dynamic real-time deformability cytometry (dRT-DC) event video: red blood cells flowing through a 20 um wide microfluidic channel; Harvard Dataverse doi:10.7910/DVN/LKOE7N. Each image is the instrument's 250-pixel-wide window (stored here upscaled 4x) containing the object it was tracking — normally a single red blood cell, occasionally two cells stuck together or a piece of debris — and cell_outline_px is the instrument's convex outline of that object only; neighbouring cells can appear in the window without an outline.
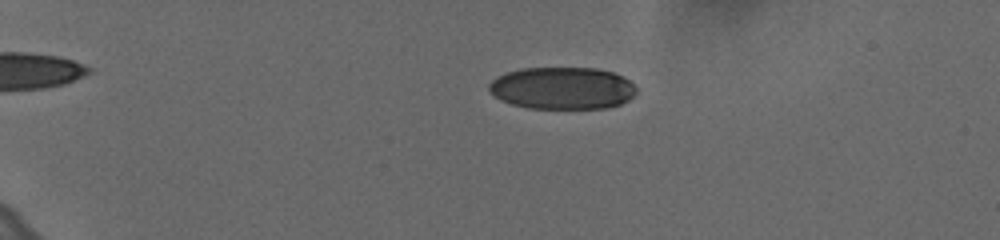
{"species": "human", "species_latin": "Homo sapiens", "temperature_condition": "cold", "stored_images_in_passage": 60, "camera_frame_rate_fps": 3000, "um_per_image_px": 0.085, "donor": {"sex": "female"}, "frame": {"image": 1, "passage_image": 16, "time_ms": 5.0, "image_size_px": [1000, 240], "cell_outline_px": [[636, 92], [628, 100], [620, 104], [604, 108], [528, 108], [512, 104], [500, 100], [488, 88], [488, 84], [496, 76], [520, 68], [596, 68], [612, 72], [628, 80], [636, 88]], "centroid_in_image_um": [47.77, 7.49], "position_along_channel_um": 37.2, "area_um2": 36.07}}
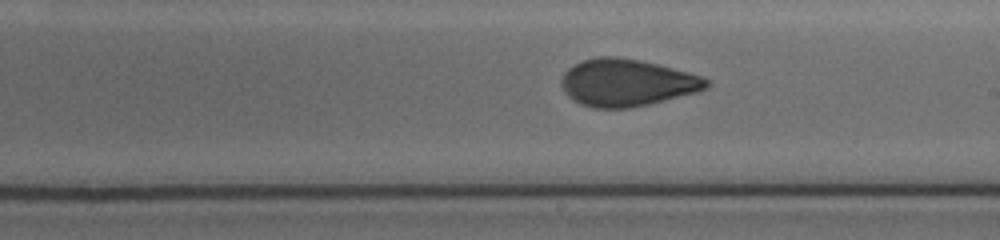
{"frame": {"image": 2, "passage_image": 39, "time_ms": 12.667, "image_size_px": [1000, 240], "cell_outline_px": [[708, 88], [696, 92], [648, 104], [628, 108], [592, 108], [580, 104], [572, 100], [564, 92], [560, 84], [560, 80], [564, 72], [568, 68], [584, 60], [596, 56], [616, 56], [640, 60], [688, 72], [700, 76], [708, 80]], "centroid_in_image_um": [53.22, 7.03], "position_along_channel_um": 235.8, "area_um2": 39.77}}
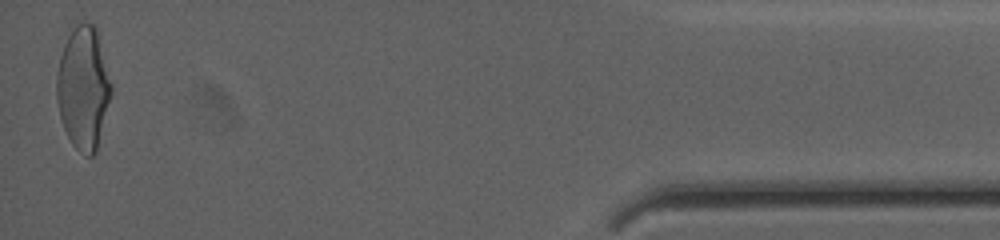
{"frame": {"image": 3, "passage_image": 60, "time_ms": 19.667, "image_size_px": [1000, 240], "cell_outline_px": [[112, 92], [96, 152], [92, 156], [88, 156], [80, 152], [72, 144], [64, 128], [60, 116], [56, 100], [56, 76], [60, 56], [64, 44], [68, 36], [80, 24], [92, 24], [96, 28], [112, 84]], "centroid_in_image_um": [7.08, 7.52], "position_along_channel_um": 428.1, "area_um2": 38.61}, "authors_computed_cell_mechanics": {"area_um2": 38.2058, "velocity_mm_per_s": 3.6461, "shape_relaxation_time_tau1_ms": 9.225, "shape_relaxation_time_tau2_ms": 1.1807, "deformation_change_tau1": 0.221, "deformation_change_tau2": 0.0728}}